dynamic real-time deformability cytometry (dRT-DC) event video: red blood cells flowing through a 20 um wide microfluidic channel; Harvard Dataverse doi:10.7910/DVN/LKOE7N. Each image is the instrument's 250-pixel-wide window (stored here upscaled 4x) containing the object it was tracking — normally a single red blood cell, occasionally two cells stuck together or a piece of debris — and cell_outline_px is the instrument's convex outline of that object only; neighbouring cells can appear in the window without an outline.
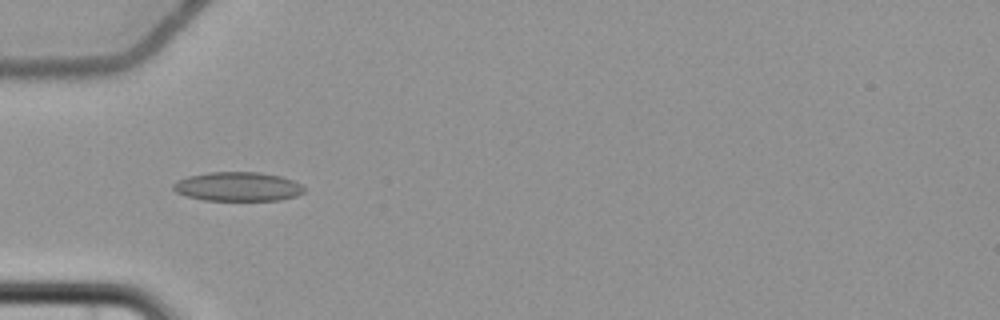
{"species": "common noctule bat (a hibernating species)", "species_latin": "Nyctalus noctula", "temperature_condition": "cold", "stored_images_in_passage": 1, "camera_frame_rate_fps": 3000, "um_per_image_px": 0.085, "animal": {"sex": "female", "body_mass_g": 22.7, "forearm_length_mm": 54.2}, "frame": {"image": 1, "passage_image": 1, "time_ms": 0.0, "image_size_px": [1000, 320], "cell_outline_px": [[304, 192], [296, 196], [280, 200], [204, 200], [188, 196], [176, 192], [172, 188], [172, 184], [176, 180], [188, 176], [208, 172], [260, 172], [280, 176], [292, 180], [300, 184], [304, 188]], "centroid_in_image_um": [20.19, 15.85], "position_along_channel_um": 64.8, "area_um2": 22.2}}